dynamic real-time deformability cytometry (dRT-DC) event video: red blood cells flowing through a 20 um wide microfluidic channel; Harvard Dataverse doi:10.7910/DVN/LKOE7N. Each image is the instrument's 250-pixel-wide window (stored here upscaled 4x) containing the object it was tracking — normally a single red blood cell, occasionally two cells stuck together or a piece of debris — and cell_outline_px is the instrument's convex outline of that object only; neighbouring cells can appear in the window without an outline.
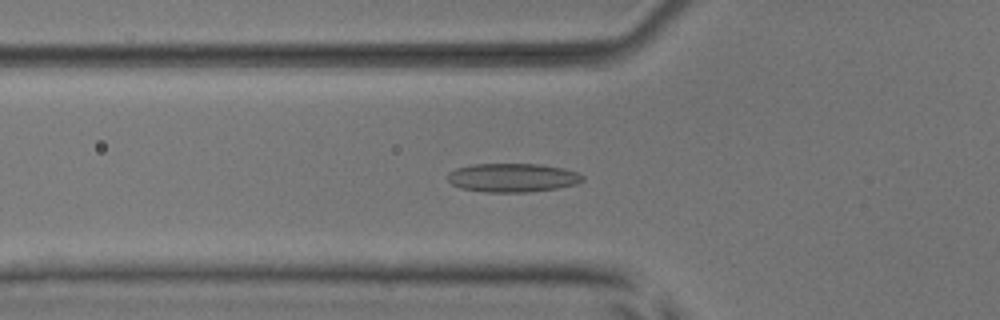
{"species": "common noctule bat (a hibernating species)", "species_latin": "Nyctalus noctula", "temperature_condition": "room temperature", "stored_images_in_passage": 40, "camera_frame_rate_fps": 3000, "um_per_image_px": 0.085, "animal": {"sex": "male", "body_mass_g": 17.9, "forearm_length_mm": 54.2}, "frame": {"image": 1, "passage_image": 6, "time_ms": 1.667, "image_size_px": [1000, 320], "cell_outline_px": [[584, 180], [576, 184], [556, 188], [528, 192], [484, 192], [460, 188], [452, 184], [448, 180], [448, 172], [456, 168], [472, 164], [536, 164], [564, 168], [576, 172], [584, 176]], "centroid_in_image_um": [43.55, 15.1], "position_along_channel_um": 82.3, "area_um2": 22.6}}
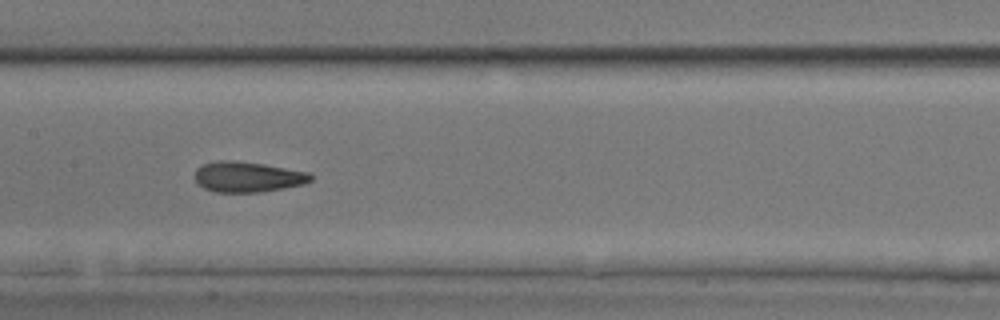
{"frame": {"image": 2, "passage_image": 14, "time_ms": 4.333, "image_size_px": [1000, 320], "cell_outline_px": [[312, 180], [304, 184], [284, 188], [260, 192], [216, 192], [204, 188], [196, 180], [196, 168], [200, 164], [220, 160], [236, 160], [264, 164], [308, 172], [312, 176]], "centroid_in_image_um": [21.05, 15.02], "position_along_channel_um": 186.4, "area_um2": 20.58}}
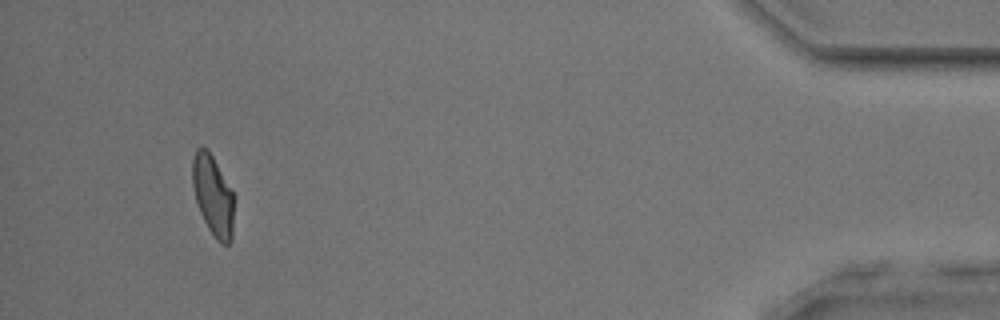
{"frame": {"image": 3, "passage_image": 37, "time_ms": 12.0, "image_size_px": [1000, 320], "cell_outline_px": [[232, 240], [228, 244], [220, 244], [216, 240], [208, 228], [200, 212], [196, 200], [192, 184], [192, 160], [196, 148], [208, 148], [232, 192]], "centroid_in_image_um": [18.07, 16.62], "position_along_channel_um": 417.1, "area_um2": 19.07}, "authors_computed_cell_mechanics": {"area_um2": 20.3167, "velocity_mm_per_s": 3.8944, "shape_relaxation_time_tau1_ms": 6.2979, "shape_relaxation_time_tau2_ms": 1.6983, "deformation_change_tau1": 0.1542, "deformation_change_tau2": 0.0784}}